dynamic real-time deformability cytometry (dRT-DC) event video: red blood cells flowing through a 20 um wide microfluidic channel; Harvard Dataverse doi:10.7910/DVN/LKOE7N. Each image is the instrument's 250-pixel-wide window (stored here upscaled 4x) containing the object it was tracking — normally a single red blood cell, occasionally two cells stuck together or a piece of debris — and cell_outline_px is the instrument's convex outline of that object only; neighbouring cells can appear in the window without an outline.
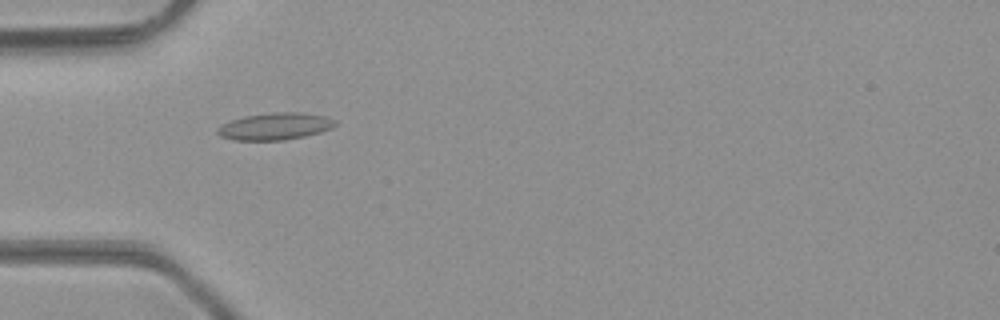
{"species": "common noctule bat (a hibernating species)", "species_latin": "Nyctalus noctula", "temperature_condition": "room temperature", "stored_images_in_passage": 48, "camera_frame_rate_fps": 3000, "um_per_image_px": 0.085, "animal": {"sex": "male", "body_mass_g": 23.1, "forearm_length_mm": 52.7}, "frame": {"image": 1, "passage_image": 16, "time_ms": 5.0, "image_size_px": [1000, 320], "cell_outline_px": [[336, 124], [332, 128], [320, 132], [304, 136], [284, 140], [232, 140], [220, 136], [216, 132], [216, 128], [232, 120], [244, 116], [272, 112], [304, 112], [328, 116], [336, 120]], "centroid_in_image_um": [23.41, 10.73], "position_along_channel_um": 61.6, "area_um2": 18.67}}
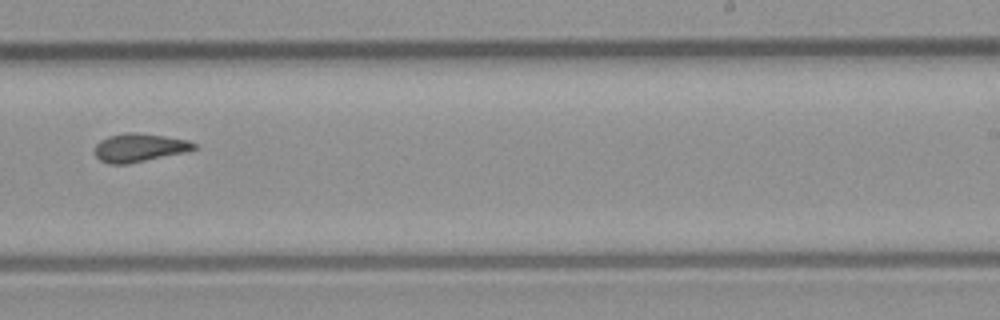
{"frame": {"image": 2, "passage_image": 31, "time_ms": 10.0, "image_size_px": [1000, 320], "cell_outline_px": [[200, 148], [184, 152], [128, 164], [108, 164], [100, 160], [96, 156], [96, 144], [100, 140], [108, 136], [128, 132], [136, 132], [164, 136], [188, 140], [196, 144]], "centroid_in_image_um": [11.86, 12.55], "position_along_channel_um": 277.1, "area_um2": 16.36}}
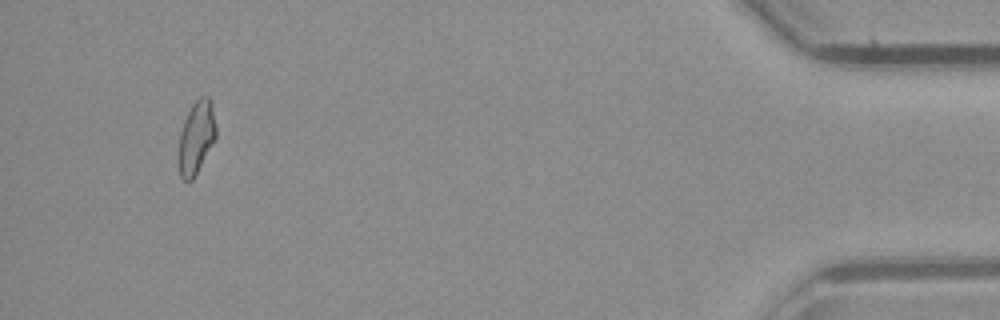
{"frame": {"image": 3, "passage_image": 46, "time_ms": 15.0, "image_size_px": [1000, 320], "cell_outline_px": [[216, 140], [192, 180], [184, 180], [180, 176], [180, 132], [184, 120], [192, 104], [200, 96], [208, 96], [212, 100], [216, 124]], "centroid_in_image_um": [16.74, 11.62], "position_along_channel_um": 418.5, "area_um2": 15.78}, "authors_computed_cell_mechanics": {"area_um2": 16.4152, "velocity_mm_per_s": 4.3439, "shape_relaxation_time_tau1_ms": null, "shape_relaxation_time_tau2_ms": 3.9545, "deformation_change_tau1": null, "deformation_change_tau2": 0.0905}}